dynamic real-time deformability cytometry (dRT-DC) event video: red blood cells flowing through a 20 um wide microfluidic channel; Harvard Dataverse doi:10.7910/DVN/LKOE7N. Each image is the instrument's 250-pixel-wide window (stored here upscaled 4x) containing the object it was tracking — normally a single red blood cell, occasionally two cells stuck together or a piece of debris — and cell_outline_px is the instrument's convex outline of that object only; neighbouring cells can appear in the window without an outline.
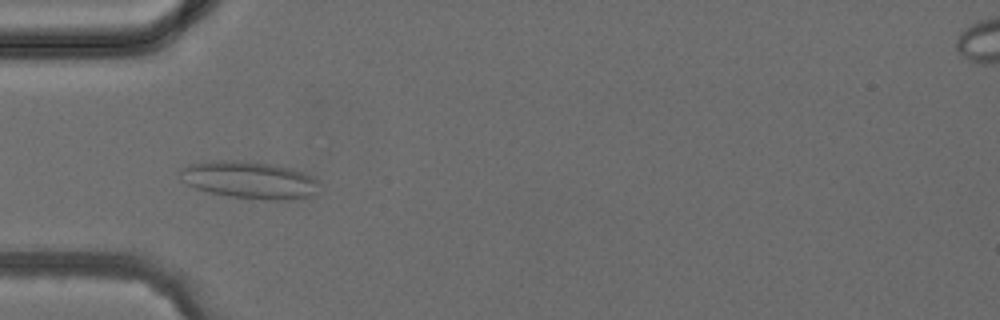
{"species": "common noctule bat (a hibernating species)", "species_latin": "Nyctalus noctula", "temperature_condition": "cold", "stored_images_in_passage": 3, "camera_frame_rate_fps": 3000, "um_per_image_px": 0.085, "animal": {"sex": "female", "body_mass_g": 24.6, "forearm_length_mm": 56.2}, "frame": {"image": 1, "passage_image": 3, "time_ms": 3.333, "image_size_px": [1000, 320], "cell_outline_px": [[316, 180], [312, 196], [288, 200], [264, 200], [228, 196], [208, 192], [196, 188], [180, 180], [180, 168], [188, 164], [212, 160], [244, 160], [272, 164], [292, 168], [304, 172], [312, 176]], "centroid_in_image_um": [21.13, 15.28], "position_along_channel_um": 63.9, "area_um2": 30.35}}